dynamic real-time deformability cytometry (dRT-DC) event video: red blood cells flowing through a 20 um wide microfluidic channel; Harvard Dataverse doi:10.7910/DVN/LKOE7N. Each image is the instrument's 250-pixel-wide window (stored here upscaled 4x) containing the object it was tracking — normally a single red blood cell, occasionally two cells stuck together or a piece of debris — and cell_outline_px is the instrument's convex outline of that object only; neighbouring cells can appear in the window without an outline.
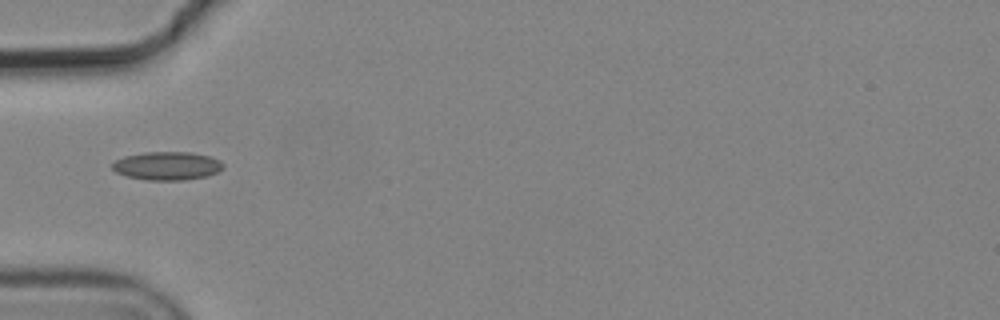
{"species": "common noctule bat (a hibernating species)", "species_latin": "Nyctalus noctula", "temperature_condition": "cold", "stored_images_in_passage": 1, "camera_frame_rate_fps": 3000, "um_per_image_px": 0.085, "animal": {"sex": "male", "body_mass_g": 19.2, "forearm_length_mm": 51.8}, "frame": {"image": 1, "passage_image": 1, "time_ms": 0.0, "image_size_px": [1000, 320], "cell_outline_px": [[224, 168], [208, 176], [184, 180], [144, 180], [124, 176], [116, 172], [112, 168], [112, 164], [116, 160], [124, 156], [144, 152], [192, 152], [212, 156], [220, 160], [224, 164]], "centroid_in_image_um": [14.22, 14.09], "position_along_channel_um": 70.8, "area_um2": 18.61}}